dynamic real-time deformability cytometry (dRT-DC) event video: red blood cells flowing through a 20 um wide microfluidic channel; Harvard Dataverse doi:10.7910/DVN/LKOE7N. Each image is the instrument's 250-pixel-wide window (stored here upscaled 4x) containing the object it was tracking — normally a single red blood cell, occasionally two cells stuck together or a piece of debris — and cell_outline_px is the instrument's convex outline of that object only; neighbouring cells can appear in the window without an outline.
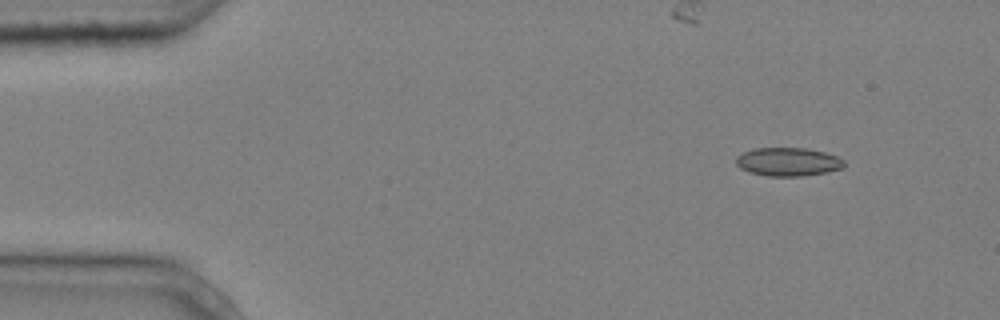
{"species": "common noctule bat (a hibernating species)", "species_latin": "Nyctalus noctula", "temperature_condition": "cold", "stored_images_in_passage": 4, "camera_frame_rate_fps": 3000, "um_per_image_px": 0.085, "animal": {"sex": "male", "body_mass_g": 20.4}, "frame": {"image": 1, "passage_image": 2, "time_ms": 0.333, "image_size_px": [1000, 320], "cell_outline_px": [[844, 168], [824, 172], [800, 176], [768, 176], [748, 172], [740, 168], [736, 164], [736, 156], [752, 148], [808, 148], [824, 152], [836, 156], [844, 160]], "centroid_in_image_um": [66.96, 13.75], "position_along_channel_um": 18.0, "area_um2": 17.92}}
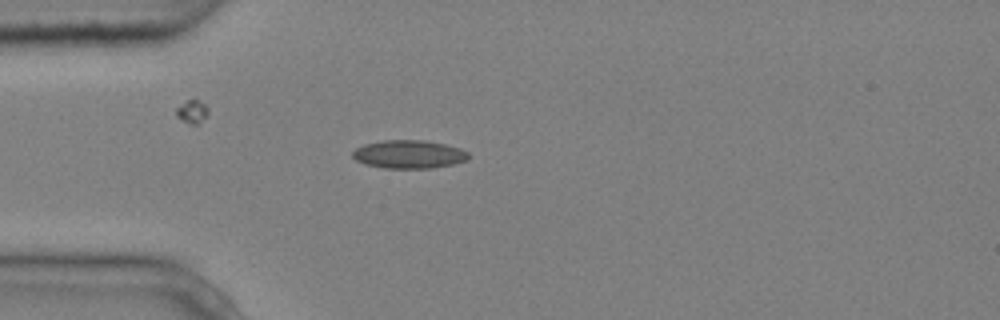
{"frame": {"image": 2, "passage_image": 4, "time_ms": 1.0, "image_size_px": [1000, 320], "cell_outline_px": [[468, 160], [452, 164], [432, 168], [384, 168], [364, 164], [356, 160], [352, 156], [352, 152], [356, 148], [364, 144], [384, 140], [424, 140], [444, 144], [460, 148], [468, 152]], "centroid_in_image_um": [34.74, 13.11], "position_along_channel_um": 50.3, "area_um2": 19.07}}